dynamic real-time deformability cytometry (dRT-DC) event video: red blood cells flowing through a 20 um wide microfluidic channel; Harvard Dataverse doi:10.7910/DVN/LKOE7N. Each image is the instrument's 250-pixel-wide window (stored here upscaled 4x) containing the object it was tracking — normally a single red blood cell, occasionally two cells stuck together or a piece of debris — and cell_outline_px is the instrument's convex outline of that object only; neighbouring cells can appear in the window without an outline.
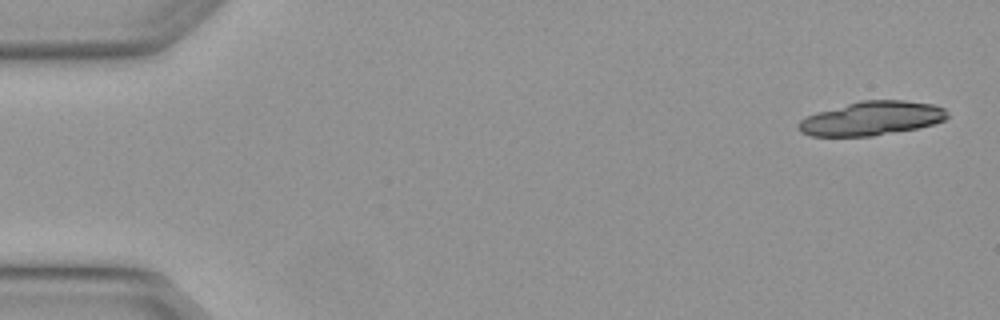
{"species": "Egyptian fruit bat (a non-hibernating species)", "species_latin": "Rousettus aegyptiacus", "temperature_condition": "warm", "stored_images_in_passage": 5, "segment_of_instrument_passage": [2, 2], "camera_frame_rate_fps": 3000, "um_per_image_px": 0.085, "animal": {"sex": "female"}, "frame": {"image": 1, "passage_image": 5, "time_ms": 1.333, "image_size_px": [1000, 320], "cell_outline_px": [[948, 116], [944, 120], [932, 124], [916, 128], [872, 136], [812, 136], [800, 132], [796, 128], [796, 124], [800, 120], [816, 112], [860, 100], [904, 100], [932, 104], [944, 108], [948, 112]], "centroid_in_image_um": [74.05, 10.06], "position_along_channel_um": 10.9, "area_um2": 29.42}}